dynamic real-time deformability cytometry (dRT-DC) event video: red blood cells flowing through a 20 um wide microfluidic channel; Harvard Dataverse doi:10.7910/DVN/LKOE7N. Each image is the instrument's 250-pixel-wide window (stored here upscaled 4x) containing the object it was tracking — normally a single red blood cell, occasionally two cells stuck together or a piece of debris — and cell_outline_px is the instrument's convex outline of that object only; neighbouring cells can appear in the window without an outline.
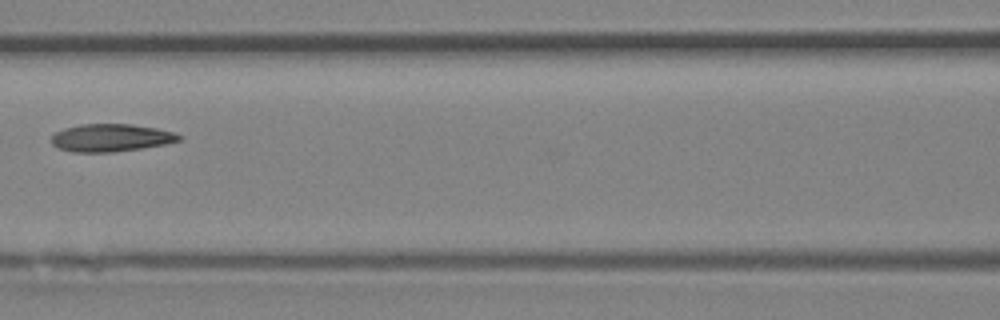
{"species": "Egyptian fruit bat (a non-hibernating species)", "species_latin": "Rousettus aegyptiacus", "temperature_condition": "room temperature", "stored_images_in_passage": 3, "camera_frame_rate_fps": 3000, "um_per_image_px": 0.085, "animal": {"sex": "female"}, "frame": {"image": 1, "passage_image": 3, "time_ms": 0.667, "image_size_px": [1000, 320], "cell_outline_px": [[184, 136], [180, 140], [164, 144], [140, 148], [112, 152], [72, 152], [56, 148], [52, 144], [52, 136], [56, 132], [64, 128], [80, 124], [132, 124], [156, 128], [176, 132]], "centroid_in_image_um": [9.43, 11.7], "position_along_channel_um": 157.2, "area_um2": 20.63}}